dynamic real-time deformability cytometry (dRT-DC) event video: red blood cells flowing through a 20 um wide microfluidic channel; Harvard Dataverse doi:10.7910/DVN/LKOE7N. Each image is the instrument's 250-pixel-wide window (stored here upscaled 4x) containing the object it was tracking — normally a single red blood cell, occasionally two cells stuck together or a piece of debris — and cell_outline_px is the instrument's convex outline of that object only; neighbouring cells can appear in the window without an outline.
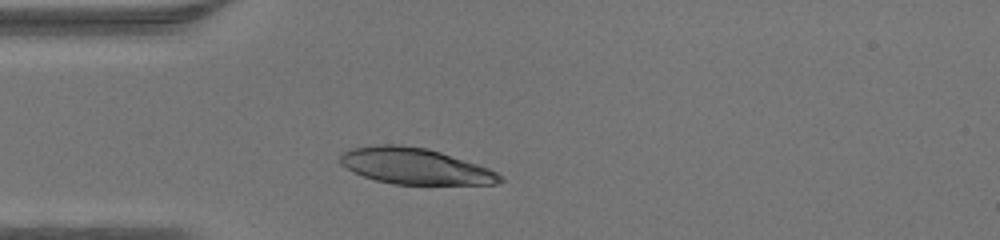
{"species": "human", "species_latin": "Homo sapiens", "temperature_condition": "warm", "stored_images_in_passage": 31, "camera_frame_rate_fps": 3000, "um_per_image_px": 0.085, "donor": {"sex": "male"}, "frame": {"image": 1, "passage_image": 6, "time_ms": 1.667, "image_size_px": [1000, 240], "cell_outline_px": [[504, 180], [496, 184], [392, 184], [376, 180], [352, 172], [340, 164], [340, 156], [344, 152], [352, 148], [376, 144], [400, 144], [428, 148], [488, 168], [504, 176]], "centroid_in_image_um": [35.26, 14.12], "position_along_channel_um": 49.7, "area_um2": 33.58}}
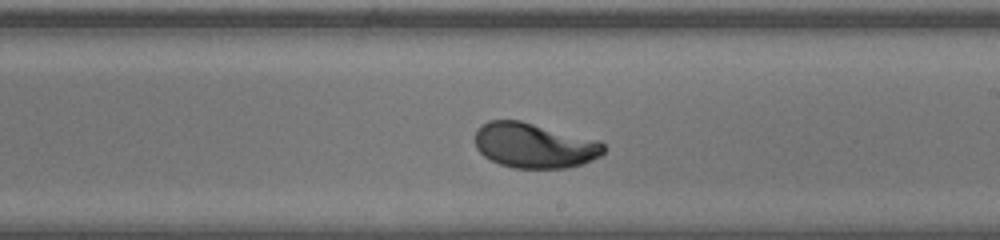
{"frame": {"image": 2, "passage_image": 20, "time_ms": 6.333, "image_size_px": [1000, 240], "cell_outline_px": [[604, 152], [600, 156], [584, 164], [568, 168], [512, 168], [500, 164], [484, 156], [476, 148], [476, 132], [488, 120], [520, 120], [600, 140], [604, 144]], "centroid_in_image_um": [45.46, 12.37], "position_along_channel_um": 243.5, "area_um2": 33.87}}
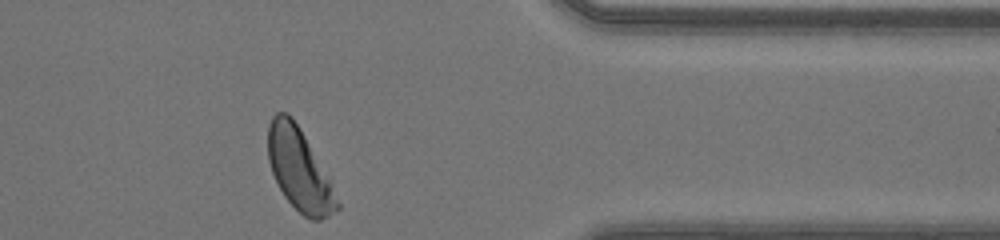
{"frame": {"image": 3, "passage_image": 31, "time_ms": 10.0, "image_size_px": [1000, 240], "cell_outline_px": [[340, 208], [328, 216], [320, 220], [312, 220], [304, 216], [284, 196], [272, 172], [268, 160], [268, 124], [272, 116], [276, 112], [288, 112], [292, 116], [332, 180], [340, 204]], "centroid_in_image_um": [25.47, 14.4], "position_along_channel_um": 385.9, "area_um2": 33.18}}